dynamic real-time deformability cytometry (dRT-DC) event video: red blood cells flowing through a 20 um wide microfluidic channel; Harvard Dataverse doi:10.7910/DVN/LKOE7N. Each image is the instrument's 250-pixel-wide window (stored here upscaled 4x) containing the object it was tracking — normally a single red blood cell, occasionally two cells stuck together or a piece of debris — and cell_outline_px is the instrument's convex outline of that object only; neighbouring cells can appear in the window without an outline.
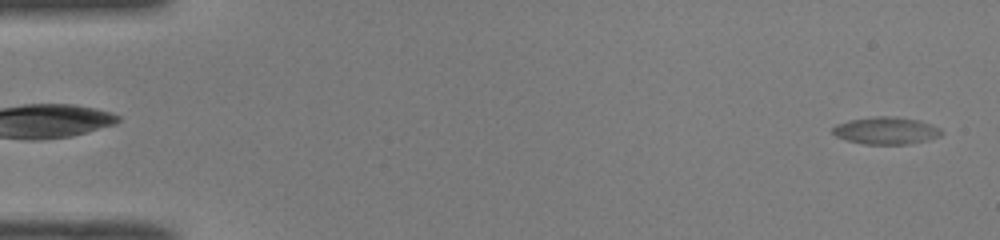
{"species": "common noctule bat (a hibernating species)", "species_latin": "Nyctalus noctula", "temperature_condition": "room temperature", "stored_images_in_passage": 11, "camera_frame_rate_fps": 3000, "um_per_image_px": 0.085, "animal": {"sex": "male", "body_mass_g": 19.0, "forearm_length_mm": 50.8}, "frame": {"image": 1, "passage_image": 1, "time_ms": 0.0, "image_size_px": [1000, 240], "cell_outline_px": [[944, 132], [940, 136], [928, 140], [908, 144], [864, 144], [848, 140], [836, 136], [832, 132], [832, 128], [836, 124], [852, 120], [876, 116], [892, 116], [916, 120], [940, 128]], "centroid_in_image_um": [75.32, 11.11], "position_along_channel_um": 9.7, "area_um2": 17.05}}